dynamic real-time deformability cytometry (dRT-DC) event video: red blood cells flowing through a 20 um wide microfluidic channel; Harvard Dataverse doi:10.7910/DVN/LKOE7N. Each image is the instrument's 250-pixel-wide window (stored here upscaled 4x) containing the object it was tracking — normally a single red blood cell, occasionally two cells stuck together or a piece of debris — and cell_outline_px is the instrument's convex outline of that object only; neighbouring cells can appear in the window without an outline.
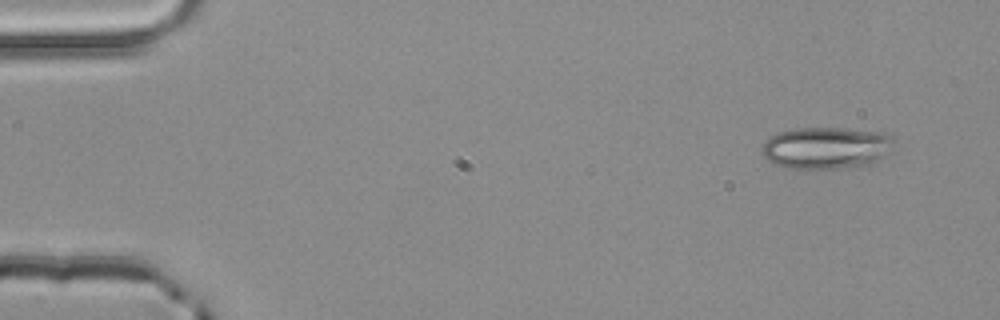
{"species": "common noctule bat (a hibernating species)", "species_latin": "Nyctalus noctula", "temperature_condition": "room temperature", "stored_images_in_passage": 4, "camera_frame_rate_fps": 3000, "um_per_image_px": 0.085, "animal": {"sex": "male", "body_mass_g": 20.4}, "frame": {"image": 1, "passage_image": 1, "time_ms": 0.0, "image_size_px": [1000, 320], "cell_outline_px": [[892, 140], [884, 156], [868, 164], [840, 168], [788, 168], [772, 164], [764, 156], [764, 144], [768, 136], [776, 132], [796, 128], [844, 128], [884, 132], [892, 136]], "centroid_in_image_um": [70.17, 12.55], "position_along_channel_um": 14.8, "area_um2": 31.91}}